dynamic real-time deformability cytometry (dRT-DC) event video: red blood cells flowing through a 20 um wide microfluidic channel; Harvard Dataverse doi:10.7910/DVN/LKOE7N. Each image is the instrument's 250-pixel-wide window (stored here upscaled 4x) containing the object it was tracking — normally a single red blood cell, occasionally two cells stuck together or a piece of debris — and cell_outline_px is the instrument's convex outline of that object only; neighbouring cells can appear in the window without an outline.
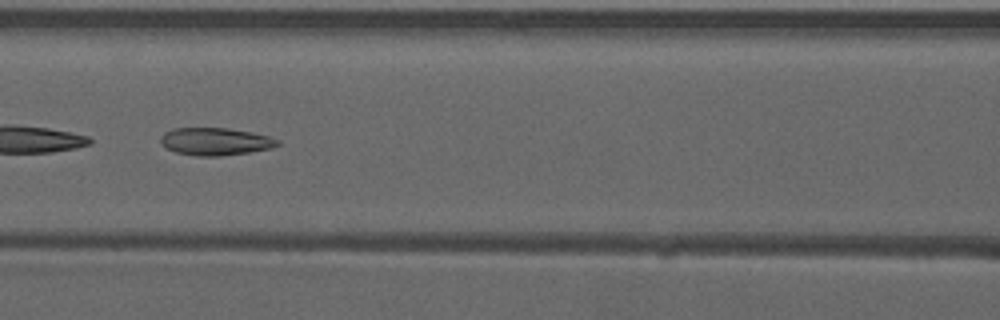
{"species": "common noctule bat (a hibernating species)", "species_latin": "Nyctalus noctula", "temperature_condition": "warm", "stored_images_in_passage": 8, "camera_frame_rate_fps": 3000, "um_per_image_px": 0.085, "animal": {"sex": "male", "forearm_length_mm": 52.5}, "frame": {"image": 1, "passage_image": 8, "time_ms": 2.333, "image_size_px": [1000, 320], "cell_outline_px": [[280, 144], [272, 148], [248, 152], [220, 156], [196, 156], [176, 152], [160, 144], [160, 136], [164, 132], [172, 128], [228, 128], [252, 132], [268, 136], [280, 140]], "centroid_in_image_um": [18.29, 12.02], "position_along_channel_um": 148.3, "area_um2": 18.84}}